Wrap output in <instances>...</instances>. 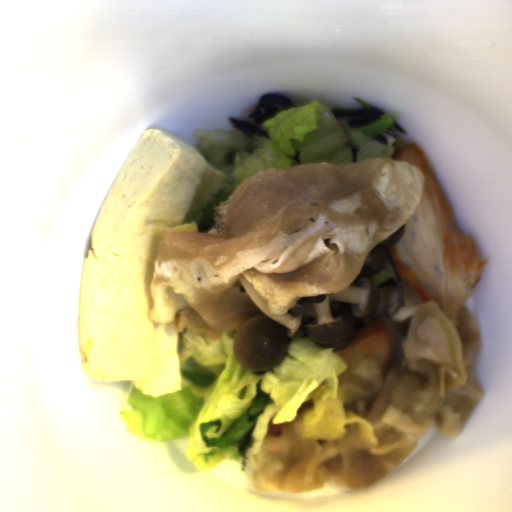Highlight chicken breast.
I'll list each match as a JSON object with an SVG mask.
<instances>
[{
    "label": "chicken breast",
    "mask_w": 512,
    "mask_h": 512,
    "mask_svg": "<svg viewBox=\"0 0 512 512\" xmlns=\"http://www.w3.org/2000/svg\"><path fill=\"white\" fill-rule=\"evenodd\" d=\"M273 419H270L267 425V435L268 434H279L283 427L288 423L275 424L273 423Z\"/></svg>",
    "instance_id": "chicken-breast-3"
},
{
    "label": "chicken breast",
    "mask_w": 512,
    "mask_h": 512,
    "mask_svg": "<svg viewBox=\"0 0 512 512\" xmlns=\"http://www.w3.org/2000/svg\"><path fill=\"white\" fill-rule=\"evenodd\" d=\"M389 159L410 164L424 175L421 197L399 243L385 249L397 274L423 302H435L454 325H462L464 303L487 260H480L469 235H460L431 164L408 143Z\"/></svg>",
    "instance_id": "chicken-breast-1"
},
{
    "label": "chicken breast",
    "mask_w": 512,
    "mask_h": 512,
    "mask_svg": "<svg viewBox=\"0 0 512 512\" xmlns=\"http://www.w3.org/2000/svg\"><path fill=\"white\" fill-rule=\"evenodd\" d=\"M393 352L392 336L381 319L353 330L346 349L337 351L340 357H365L376 362L386 376Z\"/></svg>",
    "instance_id": "chicken-breast-2"
}]
</instances>
